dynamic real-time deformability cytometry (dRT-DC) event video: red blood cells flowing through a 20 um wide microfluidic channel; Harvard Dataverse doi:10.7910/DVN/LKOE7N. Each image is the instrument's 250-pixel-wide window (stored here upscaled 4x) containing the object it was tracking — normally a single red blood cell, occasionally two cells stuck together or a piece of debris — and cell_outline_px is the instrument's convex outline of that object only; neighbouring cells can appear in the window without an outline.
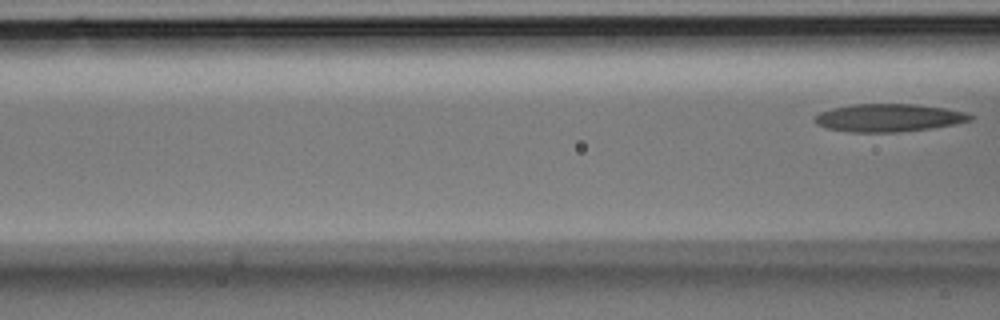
{"species": "Egyptian fruit bat (a non-hibernating species)", "species_latin": "Rousettus aegyptiacus", "temperature_condition": "room temperature", "stored_images_in_passage": 6, "segment_of_instrument_passage": [2, 2], "camera_frame_rate_fps": 3000, "um_per_image_px": 0.085, "animal": {"sex": "male"}, "frame": {"image": 1, "passage_image": 6, "time_ms": 1.667, "image_size_px": [1000, 320], "cell_outline_px": [[972, 120], [956, 124], [932, 128], [896, 132], [848, 132], [824, 128], [816, 124], [812, 120], [820, 112], [832, 108], [852, 104], [912, 104], [944, 108], [964, 112], [972, 116]], "centroid_in_image_um": [75.48, 10.02], "position_along_channel_um": 91.1, "area_um2": 25.26}}